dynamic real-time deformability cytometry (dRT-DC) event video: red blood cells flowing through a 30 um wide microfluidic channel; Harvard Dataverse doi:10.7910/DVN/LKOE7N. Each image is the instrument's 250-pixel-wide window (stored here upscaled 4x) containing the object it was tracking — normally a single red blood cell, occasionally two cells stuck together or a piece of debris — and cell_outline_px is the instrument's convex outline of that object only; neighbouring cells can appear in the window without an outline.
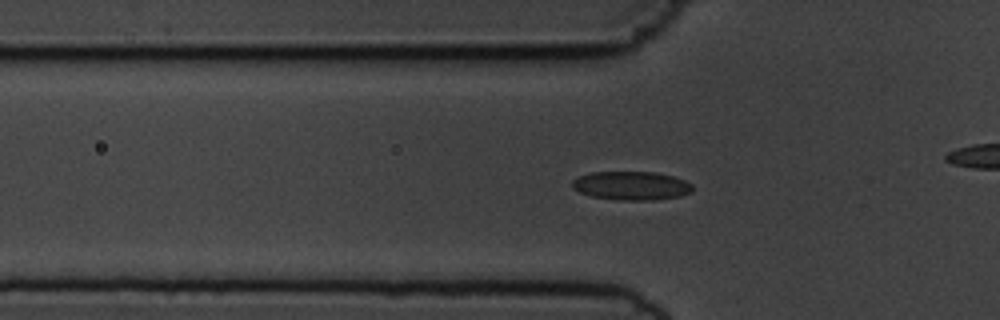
{"species": "common noctule bat (a hibernating species)", "species_latin": "Nyctalus noctula", "temperature_condition": "cold", "stored_images_in_passage": 45, "camera_frame_rate_fps": 3000, "um_per_image_px": 0.085, "animal": {"sex": "male", "body_mass_g": 19.5, "forearm_length_mm": 54.6}, "frame": {"image": 1, "passage_image": 7, "time_ms": 2.0, "image_size_px": [1000, 320], "cell_outline_px": [[692, 192], [680, 196], [656, 200], [620, 200], [592, 196], [580, 192], [572, 188], [572, 180], [588, 172], [652, 172], [672, 176], [684, 180], [692, 184]], "centroid_in_image_um": [53.66, 15.78], "position_along_channel_um": 72.1, "area_um2": 20.06}}
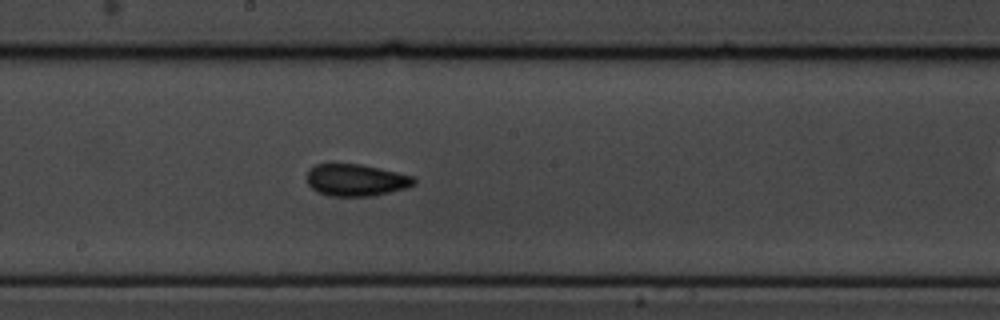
{"frame": {"image": 2, "passage_image": 19, "time_ms": 6.0, "image_size_px": [1000, 320], "cell_outline_px": [[416, 184], [408, 188], [372, 196], [328, 196], [316, 192], [308, 184], [308, 168], [316, 164], [360, 164], [396, 172], [412, 176], [416, 180]], "centroid_in_image_um": [30.26, 15.32], "position_along_channel_um": 217.9, "area_um2": 20.0}}
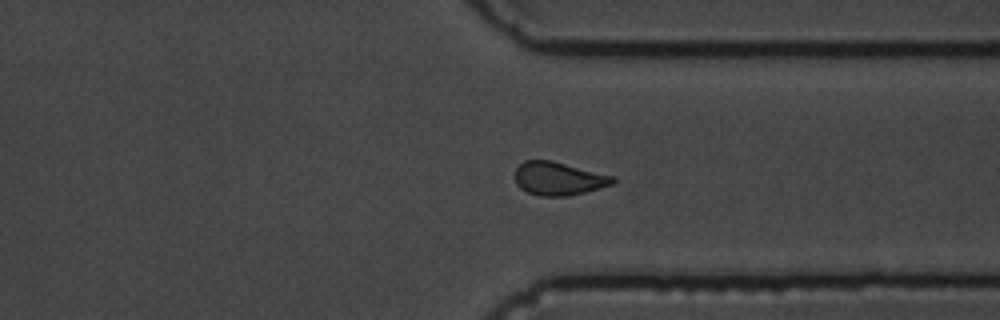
{"frame": {"image": 3, "passage_image": 31, "time_ms": 10.0, "image_size_px": [1000, 320], "cell_outline_px": [[616, 180], [612, 184], [600, 188], [568, 196], [540, 196], [528, 192], [520, 188], [516, 184], [516, 168], [524, 160], [552, 160], [616, 176]], "centroid_in_image_um": [47.5, 15.17], "position_along_channel_um": 363.9, "area_um2": 19.07}, "authors_computed_cell_mechanics": {"area_um2": 19.4208, "velocity_mm_per_s": 3.6395, "shape_relaxation_time_tau1_ms": 3.1769, "shape_relaxation_time_tau2_ms": 3.7833, "deformation_change_tau1": 0.0718, "deformation_change_tau2": 0.0681}}